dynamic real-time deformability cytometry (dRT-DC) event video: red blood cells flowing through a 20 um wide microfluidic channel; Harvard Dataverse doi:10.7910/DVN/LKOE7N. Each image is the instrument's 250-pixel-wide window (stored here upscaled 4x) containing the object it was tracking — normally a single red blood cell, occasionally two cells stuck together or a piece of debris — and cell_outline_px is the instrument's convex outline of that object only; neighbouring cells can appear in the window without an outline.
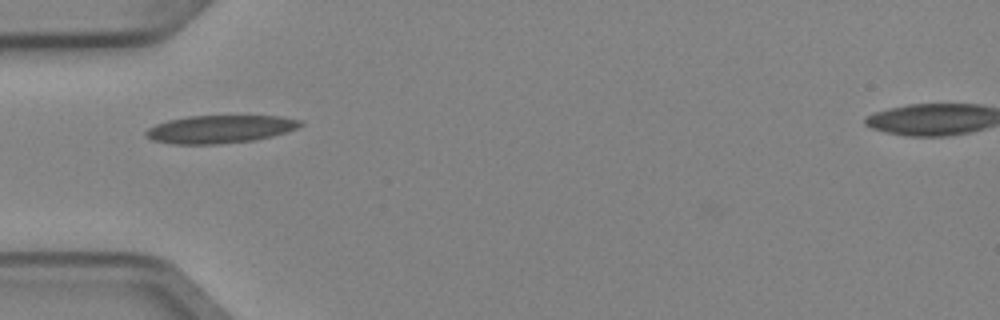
{"species": "Egyptian fruit bat (a non-hibernating species)", "species_latin": "Rousettus aegyptiacus", "temperature_condition": "cold", "stored_images_in_passage": 1, "camera_frame_rate_fps": 3000, "um_per_image_px": 0.085, "animal": {"sex": "female"}, "frame": {"image": 1, "passage_image": 1, "time_ms": 0.0, "image_size_px": [1000, 320], "cell_outline_px": [[304, 124], [296, 128], [272, 136], [252, 140], [216, 144], [172, 144], [152, 140], [144, 136], [144, 132], [148, 128], [156, 124], [168, 120], [188, 116], [280, 116], [304, 120]], "centroid_in_image_um": [18.67, 10.97], "position_along_channel_um": 66.3, "area_um2": 25.09}}